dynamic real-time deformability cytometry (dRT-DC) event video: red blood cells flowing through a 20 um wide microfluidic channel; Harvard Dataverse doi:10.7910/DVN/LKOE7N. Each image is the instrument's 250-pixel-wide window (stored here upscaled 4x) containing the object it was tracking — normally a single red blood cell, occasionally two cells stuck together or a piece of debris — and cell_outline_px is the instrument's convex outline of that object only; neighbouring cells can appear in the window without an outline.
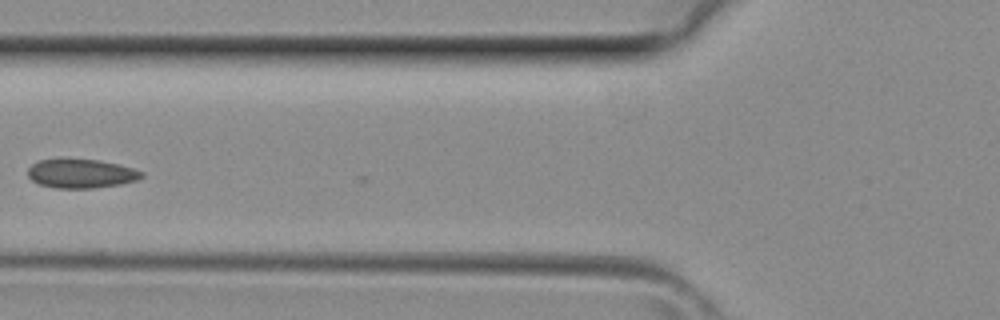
{"species": "common noctule bat (a hibernating species)", "species_latin": "Nyctalus noctula", "temperature_condition": "room temperature", "stored_images_in_passage": 18, "camera_frame_rate_fps": 3000, "um_per_image_px": 0.085, "animal": {"sex": "female", "body_mass_g": 29.2, "forearm_length_mm": 56.3}, "frame": {"image": 1, "passage_image": 2, "time_ms": 0.333, "image_size_px": [1000, 320], "cell_outline_px": [[144, 176], [136, 180], [120, 184], [92, 188], [56, 188], [40, 184], [32, 180], [28, 176], [28, 168], [32, 164], [40, 160], [100, 160], [132, 168], [144, 172]], "centroid_in_image_um": [6.9, 14.76], "position_along_channel_um": 118.9, "area_um2": 18.84}}
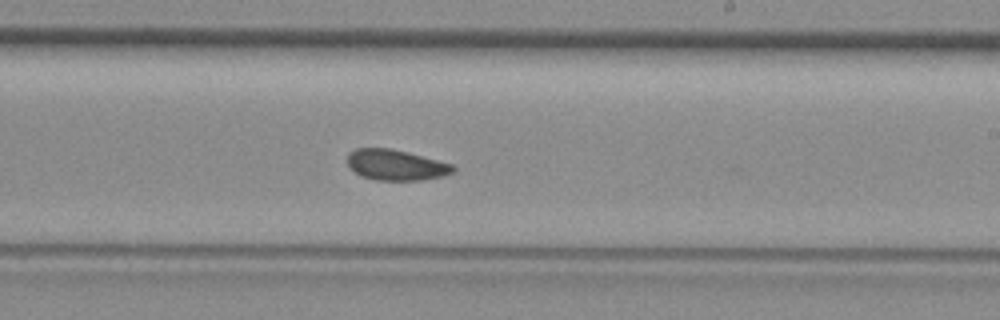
{"frame": {"image": 2, "passage_image": 10, "time_ms": 3.0, "image_size_px": [1000, 320], "cell_outline_px": [[456, 172], [444, 176], [424, 180], [376, 180], [360, 176], [348, 168], [348, 152], [356, 148], [392, 148], [408, 152], [452, 164], [456, 168]], "centroid_in_image_um": [33.65, 14.03], "position_along_channel_um": 255.3, "area_um2": 19.19}}
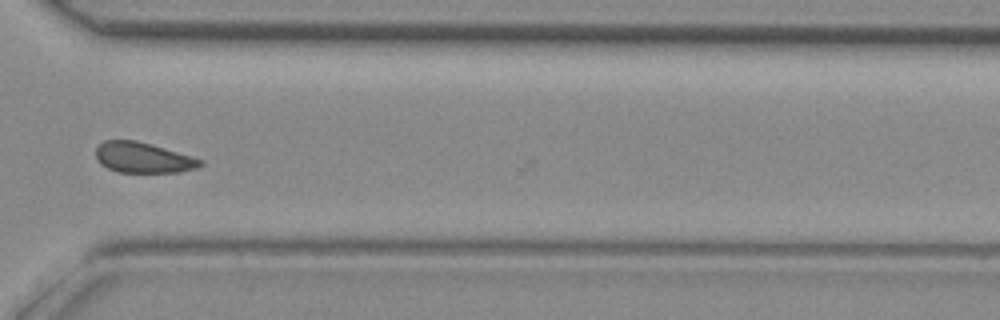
{"frame": {"image": 3, "passage_image": 16, "time_ms": 5.0, "image_size_px": [1000, 320], "cell_outline_px": [[204, 164], [200, 168], [180, 172], [116, 172], [100, 164], [96, 156], [96, 148], [104, 140], [136, 140], [192, 156], [204, 160]], "centroid_in_image_um": [12.2, 13.41], "position_along_channel_um": 358.4, "area_um2": 18.67}}